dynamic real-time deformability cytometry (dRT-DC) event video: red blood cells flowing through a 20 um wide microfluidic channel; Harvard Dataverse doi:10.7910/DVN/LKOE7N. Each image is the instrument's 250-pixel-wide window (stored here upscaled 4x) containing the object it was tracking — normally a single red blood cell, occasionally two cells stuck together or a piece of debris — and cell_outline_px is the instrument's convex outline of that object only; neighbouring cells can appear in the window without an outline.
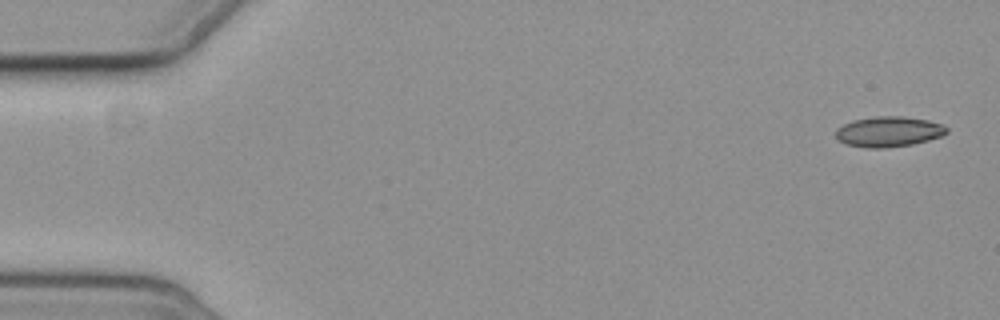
{"species": "common noctule bat (a hibernating species)", "species_latin": "Nyctalus noctula", "temperature_condition": "cold", "stored_images_in_passage": 5, "camera_frame_rate_fps": 3000, "um_per_image_px": 0.085, "animal": {"sex": "female", "body_mass_g": 19.3, "forearm_length_mm": 54.1}, "frame": {"image": 1, "passage_image": 1, "time_ms": 0.0, "image_size_px": [1000, 320], "cell_outline_px": [[948, 132], [940, 136], [928, 140], [912, 144], [884, 148], [868, 148], [848, 144], [840, 140], [836, 136], [836, 128], [852, 120], [876, 116], [900, 116], [928, 120], [940, 124], [948, 128]], "centroid_in_image_um": [75.53, 11.18], "position_along_channel_um": 9.5, "area_um2": 19.42}}
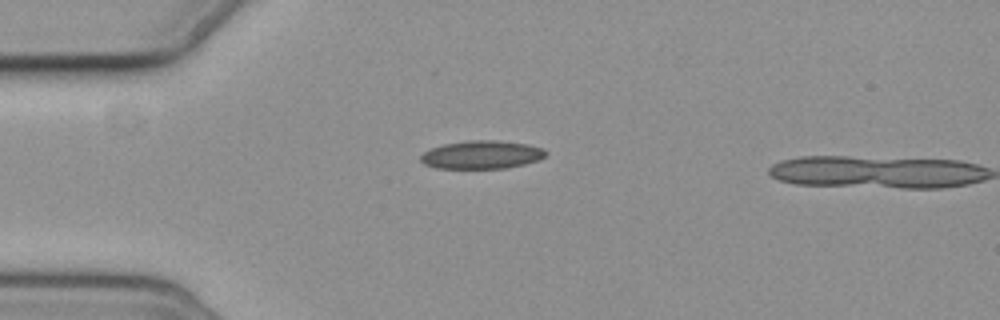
{"frame": {"image": 2, "passage_image": 4, "time_ms": 4.333, "image_size_px": [1000, 320], "cell_outline_px": [[548, 152], [540, 160], [508, 168], [436, 168], [424, 164], [420, 160], [420, 156], [424, 152], [432, 148], [444, 144], [468, 140], [496, 140], [528, 144], [544, 148]], "centroid_in_image_um": [40.97, 13.15], "position_along_channel_um": 44.0, "area_um2": 20.63}}